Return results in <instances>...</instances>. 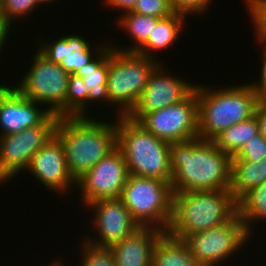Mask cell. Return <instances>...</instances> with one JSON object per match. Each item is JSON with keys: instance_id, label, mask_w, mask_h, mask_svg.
<instances>
[{"instance_id": "obj_1", "label": "cell", "mask_w": 266, "mask_h": 266, "mask_svg": "<svg viewBox=\"0 0 266 266\" xmlns=\"http://www.w3.org/2000/svg\"><path fill=\"white\" fill-rule=\"evenodd\" d=\"M231 159L213 140L196 137L170 144L173 192L227 190Z\"/></svg>"}, {"instance_id": "obj_2", "label": "cell", "mask_w": 266, "mask_h": 266, "mask_svg": "<svg viewBox=\"0 0 266 266\" xmlns=\"http://www.w3.org/2000/svg\"><path fill=\"white\" fill-rule=\"evenodd\" d=\"M105 122L91 116L59 117L55 135L64 147L69 173L75 180L117 148L116 122Z\"/></svg>"}, {"instance_id": "obj_3", "label": "cell", "mask_w": 266, "mask_h": 266, "mask_svg": "<svg viewBox=\"0 0 266 266\" xmlns=\"http://www.w3.org/2000/svg\"><path fill=\"white\" fill-rule=\"evenodd\" d=\"M172 217L166 233L183 240L228 221L237 212L231 191L173 192Z\"/></svg>"}, {"instance_id": "obj_4", "label": "cell", "mask_w": 266, "mask_h": 266, "mask_svg": "<svg viewBox=\"0 0 266 266\" xmlns=\"http://www.w3.org/2000/svg\"><path fill=\"white\" fill-rule=\"evenodd\" d=\"M198 102V137L213 140L225 129L252 116L258 98L250 84L217 90L196 84ZM213 89V90H212Z\"/></svg>"}, {"instance_id": "obj_5", "label": "cell", "mask_w": 266, "mask_h": 266, "mask_svg": "<svg viewBox=\"0 0 266 266\" xmlns=\"http://www.w3.org/2000/svg\"><path fill=\"white\" fill-rule=\"evenodd\" d=\"M117 148L129 175L172 182L170 144L127 116L117 117Z\"/></svg>"}, {"instance_id": "obj_6", "label": "cell", "mask_w": 266, "mask_h": 266, "mask_svg": "<svg viewBox=\"0 0 266 266\" xmlns=\"http://www.w3.org/2000/svg\"><path fill=\"white\" fill-rule=\"evenodd\" d=\"M161 63L136 52L113 49L108 57L107 92L109 105L118 108L117 117L135 107L155 68Z\"/></svg>"}, {"instance_id": "obj_7", "label": "cell", "mask_w": 266, "mask_h": 266, "mask_svg": "<svg viewBox=\"0 0 266 266\" xmlns=\"http://www.w3.org/2000/svg\"><path fill=\"white\" fill-rule=\"evenodd\" d=\"M173 194L167 181L129 175L120 199L140 226L166 232L172 217Z\"/></svg>"}, {"instance_id": "obj_8", "label": "cell", "mask_w": 266, "mask_h": 266, "mask_svg": "<svg viewBox=\"0 0 266 266\" xmlns=\"http://www.w3.org/2000/svg\"><path fill=\"white\" fill-rule=\"evenodd\" d=\"M32 65L14 87L24 98L46 106L59 117H65V99L69 73L59 64L49 61L39 51L33 55Z\"/></svg>"}, {"instance_id": "obj_9", "label": "cell", "mask_w": 266, "mask_h": 266, "mask_svg": "<svg viewBox=\"0 0 266 266\" xmlns=\"http://www.w3.org/2000/svg\"><path fill=\"white\" fill-rule=\"evenodd\" d=\"M249 237L236 212L225 223L188 235L183 241L201 266H219L241 250Z\"/></svg>"}, {"instance_id": "obj_10", "label": "cell", "mask_w": 266, "mask_h": 266, "mask_svg": "<svg viewBox=\"0 0 266 266\" xmlns=\"http://www.w3.org/2000/svg\"><path fill=\"white\" fill-rule=\"evenodd\" d=\"M58 120L59 116L51 113L36 127L0 136V185L25 172L35 152L55 135Z\"/></svg>"}, {"instance_id": "obj_11", "label": "cell", "mask_w": 266, "mask_h": 266, "mask_svg": "<svg viewBox=\"0 0 266 266\" xmlns=\"http://www.w3.org/2000/svg\"><path fill=\"white\" fill-rule=\"evenodd\" d=\"M138 122L148 132L169 143L198 137L196 89L183 101L147 113Z\"/></svg>"}, {"instance_id": "obj_12", "label": "cell", "mask_w": 266, "mask_h": 266, "mask_svg": "<svg viewBox=\"0 0 266 266\" xmlns=\"http://www.w3.org/2000/svg\"><path fill=\"white\" fill-rule=\"evenodd\" d=\"M129 173L121 151L116 148L76 180L82 204L99 199L120 198Z\"/></svg>"}, {"instance_id": "obj_13", "label": "cell", "mask_w": 266, "mask_h": 266, "mask_svg": "<svg viewBox=\"0 0 266 266\" xmlns=\"http://www.w3.org/2000/svg\"><path fill=\"white\" fill-rule=\"evenodd\" d=\"M165 69L162 63L155 68L135 107L127 115L130 120L138 122L147 113L177 104L195 90L196 84L172 76Z\"/></svg>"}, {"instance_id": "obj_14", "label": "cell", "mask_w": 266, "mask_h": 266, "mask_svg": "<svg viewBox=\"0 0 266 266\" xmlns=\"http://www.w3.org/2000/svg\"><path fill=\"white\" fill-rule=\"evenodd\" d=\"M86 208H91L94 213L91 219L99 237L92 239L87 236L84 240L94 246L110 247L140 227L120 198L99 199Z\"/></svg>"}, {"instance_id": "obj_15", "label": "cell", "mask_w": 266, "mask_h": 266, "mask_svg": "<svg viewBox=\"0 0 266 266\" xmlns=\"http://www.w3.org/2000/svg\"><path fill=\"white\" fill-rule=\"evenodd\" d=\"M27 169L52 192L66 193L72 187L75 189L76 180L69 173L64 147L56 135L35 152Z\"/></svg>"}, {"instance_id": "obj_16", "label": "cell", "mask_w": 266, "mask_h": 266, "mask_svg": "<svg viewBox=\"0 0 266 266\" xmlns=\"http://www.w3.org/2000/svg\"><path fill=\"white\" fill-rule=\"evenodd\" d=\"M37 104L24 98L14 86H6L0 92V136L19 133L25 128L40 125L51 113Z\"/></svg>"}, {"instance_id": "obj_17", "label": "cell", "mask_w": 266, "mask_h": 266, "mask_svg": "<svg viewBox=\"0 0 266 266\" xmlns=\"http://www.w3.org/2000/svg\"><path fill=\"white\" fill-rule=\"evenodd\" d=\"M49 41V39L48 41L43 39L37 50L49 61L59 64L69 74H76L82 66L92 61L108 45L104 43L93 48L94 45H90L89 40L75 34L58 37L51 43Z\"/></svg>"}, {"instance_id": "obj_18", "label": "cell", "mask_w": 266, "mask_h": 266, "mask_svg": "<svg viewBox=\"0 0 266 266\" xmlns=\"http://www.w3.org/2000/svg\"><path fill=\"white\" fill-rule=\"evenodd\" d=\"M165 232L140 226L126 238L110 246L116 266H152V253Z\"/></svg>"}, {"instance_id": "obj_19", "label": "cell", "mask_w": 266, "mask_h": 266, "mask_svg": "<svg viewBox=\"0 0 266 266\" xmlns=\"http://www.w3.org/2000/svg\"><path fill=\"white\" fill-rule=\"evenodd\" d=\"M113 50L108 44L101 52L88 64L82 66L76 75L83 78L84 84L91 89L87 95V106L94 102H107L109 97L107 92L108 57Z\"/></svg>"}, {"instance_id": "obj_20", "label": "cell", "mask_w": 266, "mask_h": 266, "mask_svg": "<svg viewBox=\"0 0 266 266\" xmlns=\"http://www.w3.org/2000/svg\"><path fill=\"white\" fill-rule=\"evenodd\" d=\"M185 18L187 17L184 15L174 13L169 17L160 19L155 27H153V31L150 33L148 40L136 53L158 59L156 52H160L161 50L166 51L167 48H171L179 40V36L181 35L180 31L185 26ZM153 54L157 57H154Z\"/></svg>"}, {"instance_id": "obj_21", "label": "cell", "mask_w": 266, "mask_h": 266, "mask_svg": "<svg viewBox=\"0 0 266 266\" xmlns=\"http://www.w3.org/2000/svg\"><path fill=\"white\" fill-rule=\"evenodd\" d=\"M266 181V156L251 162L232 157L229 190L236 201L249 189Z\"/></svg>"}, {"instance_id": "obj_22", "label": "cell", "mask_w": 266, "mask_h": 266, "mask_svg": "<svg viewBox=\"0 0 266 266\" xmlns=\"http://www.w3.org/2000/svg\"><path fill=\"white\" fill-rule=\"evenodd\" d=\"M152 266H201L188 245L166 232L158 239L152 253Z\"/></svg>"}, {"instance_id": "obj_23", "label": "cell", "mask_w": 266, "mask_h": 266, "mask_svg": "<svg viewBox=\"0 0 266 266\" xmlns=\"http://www.w3.org/2000/svg\"><path fill=\"white\" fill-rule=\"evenodd\" d=\"M122 15L117 18V24L121 29L129 35L132 42L131 46L125 48L124 46L112 45L113 49L126 51V52H136L149 38L150 33L153 31L156 23L161 19L158 17H152L147 15L138 14L132 11L121 13Z\"/></svg>"}, {"instance_id": "obj_24", "label": "cell", "mask_w": 266, "mask_h": 266, "mask_svg": "<svg viewBox=\"0 0 266 266\" xmlns=\"http://www.w3.org/2000/svg\"><path fill=\"white\" fill-rule=\"evenodd\" d=\"M236 202L237 213L244 223V228L248 235L252 236V223L266 221V181L247 190Z\"/></svg>"}, {"instance_id": "obj_25", "label": "cell", "mask_w": 266, "mask_h": 266, "mask_svg": "<svg viewBox=\"0 0 266 266\" xmlns=\"http://www.w3.org/2000/svg\"><path fill=\"white\" fill-rule=\"evenodd\" d=\"M258 133V123L254 115L225 129L213 139V142L223 152L228 153L232 157L248 140Z\"/></svg>"}, {"instance_id": "obj_26", "label": "cell", "mask_w": 266, "mask_h": 266, "mask_svg": "<svg viewBox=\"0 0 266 266\" xmlns=\"http://www.w3.org/2000/svg\"><path fill=\"white\" fill-rule=\"evenodd\" d=\"M91 91L84 82L83 78L76 74L68 77L67 94L65 99V117L87 116V95Z\"/></svg>"}, {"instance_id": "obj_27", "label": "cell", "mask_w": 266, "mask_h": 266, "mask_svg": "<svg viewBox=\"0 0 266 266\" xmlns=\"http://www.w3.org/2000/svg\"><path fill=\"white\" fill-rule=\"evenodd\" d=\"M80 250L79 266H116L110 247L94 246L83 240Z\"/></svg>"}, {"instance_id": "obj_28", "label": "cell", "mask_w": 266, "mask_h": 266, "mask_svg": "<svg viewBox=\"0 0 266 266\" xmlns=\"http://www.w3.org/2000/svg\"><path fill=\"white\" fill-rule=\"evenodd\" d=\"M38 5L37 0H6L0 7V13L4 22L11 28L16 18L18 20L19 17L30 16Z\"/></svg>"}, {"instance_id": "obj_29", "label": "cell", "mask_w": 266, "mask_h": 266, "mask_svg": "<svg viewBox=\"0 0 266 266\" xmlns=\"http://www.w3.org/2000/svg\"><path fill=\"white\" fill-rule=\"evenodd\" d=\"M132 12L161 19L174 14L169 0H137Z\"/></svg>"}, {"instance_id": "obj_30", "label": "cell", "mask_w": 266, "mask_h": 266, "mask_svg": "<svg viewBox=\"0 0 266 266\" xmlns=\"http://www.w3.org/2000/svg\"><path fill=\"white\" fill-rule=\"evenodd\" d=\"M255 28V36L266 42V0H245Z\"/></svg>"}, {"instance_id": "obj_31", "label": "cell", "mask_w": 266, "mask_h": 266, "mask_svg": "<svg viewBox=\"0 0 266 266\" xmlns=\"http://www.w3.org/2000/svg\"><path fill=\"white\" fill-rule=\"evenodd\" d=\"M266 156V140L260 134L254 135L248 140L242 148L232 157L239 158L244 161H259Z\"/></svg>"}, {"instance_id": "obj_32", "label": "cell", "mask_w": 266, "mask_h": 266, "mask_svg": "<svg viewBox=\"0 0 266 266\" xmlns=\"http://www.w3.org/2000/svg\"><path fill=\"white\" fill-rule=\"evenodd\" d=\"M212 0H169L174 13L184 16L206 13Z\"/></svg>"}, {"instance_id": "obj_33", "label": "cell", "mask_w": 266, "mask_h": 266, "mask_svg": "<svg viewBox=\"0 0 266 266\" xmlns=\"http://www.w3.org/2000/svg\"><path fill=\"white\" fill-rule=\"evenodd\" d=\"M257 40L256 42L259 43L260 46H262V65H261V77L259 79V81H255L249 83L252 87V89L254 90L255 94L257 95L258 101L260 102H266V42L260 40L257 36H256ZM261 43V44H260Z\"/></svg>"}, {"instance_id": "obj_34", "label": "cell", "mask_w": 266, "mask_h": 266, "mask_svg": "<svg viewBox=\"0 0 266 266\" xmlns=\"http://www.w3.org/2000/svg\"><path fill=\"white\" fill-rule=\"evenodd\" d=\"M254 115L257 119L259 133L266 140V102H258Z\"/></svg>"}, {"instance_id": "obj_35", "label": "cell", "mask_w": 266, "mask_h": 266, "mask_svg": "<svg viewBox=\"0 0 266 266\" xmlns=\"http://www.w3.org/2000/svg\"><path fill=\"white\" fill-rule=\"evenodd\" d=\"M108 8L120 9L123 13L132 11L137 0H104Z\"/></svg>"}, {"instance_id": "obj_36", "label": "cell", "mask_w": 266, "mask_h": 266, "mask_svg": "<svg viewBox=\"0 0 266 266\" xmlns=\"http://www.w3.org/2000/svg\"><path fill=\"white\" fill-rule=\"evenodd\" d=\"M10 30V31H9ZM11 33L10 27L4 22L3 17L0 13V36H7Z\"/></svg>"}, {"instance_id": "obj_37", "label": "cell", "mask_w": 266, "mask_h": 266, "mask_svg": "<svg viewBox=\"0 0 266 266\" xmlns=\"http://www.w3.org/2000/svg\"><path fill=\"white\" fill-rule=\"evenodd\" d=\"M7 37L8 36H0V56L2 55L1 51L4 52L3 48H4V44L6 45V41H7L6 39H8Z\"/></svg>"}, {"instance_id": "obj_38", "label": "cell", "mask_w": 266, "mask_h": 266, "mask_svg": "<svg viewBox=\"0 0 266 266\" xmlns=\"http://www.w3.org/2000/svg\"><path fill=\"white\" fill-rule=\"evenodd\" d=\"M52 1H57V0H37L38 4L40 6L43 4H51V3H53Z\"/></svg>"}, {"instance_id": "obj_39", "label": "cell", "mask_w": 266, "mask_h": 266, "mask_svg": "<svg viewBox=\"0 0 266 266\" xmlns=\"http://www.w3.org/2000/svg\"><path fill=\"white\" fill-rule=\"evenodd\" d=\"M48 266H64V264L62 261L59 262V260H57L56 262H51Z\"/></svg>"}, {"instance_id": "obj_40", "label": "cell", "mask_w": 266, "mask_h": 266, "mask_svg": "<svg viewBox=\"0 0 266 266\" xmlns=\"http://www.w3.org/2000/svg\"><path fill=\"white\" fill-rule=\"evenodd\" d=\"M5 84L3 85H0V92L6 87V85L4 86Z\"/></svg>"}, {"instance_id": "obj_41", "label": "cell", "mask_w": 266, "mask_h": 266, "mask_svg": "<svg viewBox=\"0 0 266 266\" xmlns=\"http://www.w3.org/2000/svg\"><path fill=\"white\" fill-rule=\"evenodd\" d=\"M6 0H0V7L3 5V3L5 2Z\"/></svg>"}]
</instances>
